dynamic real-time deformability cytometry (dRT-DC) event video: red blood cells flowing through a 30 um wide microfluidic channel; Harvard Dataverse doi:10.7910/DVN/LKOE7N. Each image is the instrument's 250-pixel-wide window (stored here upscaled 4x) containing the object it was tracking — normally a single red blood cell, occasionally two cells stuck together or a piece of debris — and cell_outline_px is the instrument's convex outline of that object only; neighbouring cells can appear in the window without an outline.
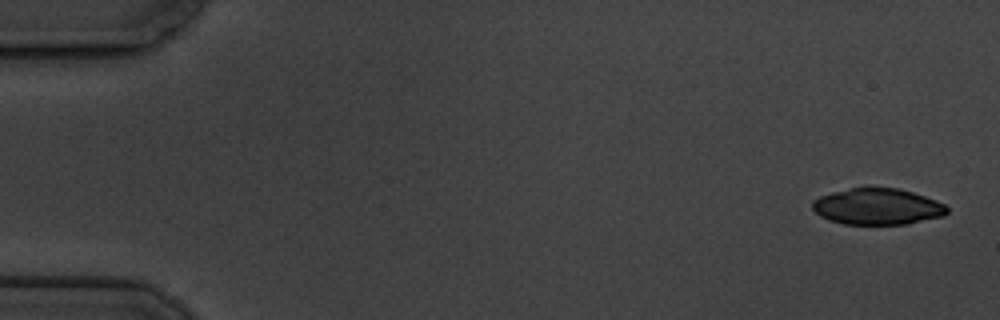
{"species": "common noctule bat (a hibernating species)", "species_latin": "Nyctalus noctula", "temperature_condition": "cold", "stored_images_in_passage": 4, "camera_frame_rate_fps": 3000, "um_per_image_px": 0.085, "animal": {"sex": "male", "body_mass_g": 19.5, "forearm_length_mm": 54.6}, "frame": {"image": 1, "passage_image": 1, "time_ms": 0.0, "image_size_px": [1000, 320], "cell_outline_px": [[948, 212], [944, 216], [908, 224], [844, 224], [828, 220], [820, 216], [812, 208], [812, 200], [820, 196], [832, 192], [852, 188], [896, 188], [912, 192], [936, 200], [944, 204], [948, 208]], "centroid_in_image_um": [74.58, 17.57], "position_along_channel_um": 10.4, "area_um2": 28.44}}